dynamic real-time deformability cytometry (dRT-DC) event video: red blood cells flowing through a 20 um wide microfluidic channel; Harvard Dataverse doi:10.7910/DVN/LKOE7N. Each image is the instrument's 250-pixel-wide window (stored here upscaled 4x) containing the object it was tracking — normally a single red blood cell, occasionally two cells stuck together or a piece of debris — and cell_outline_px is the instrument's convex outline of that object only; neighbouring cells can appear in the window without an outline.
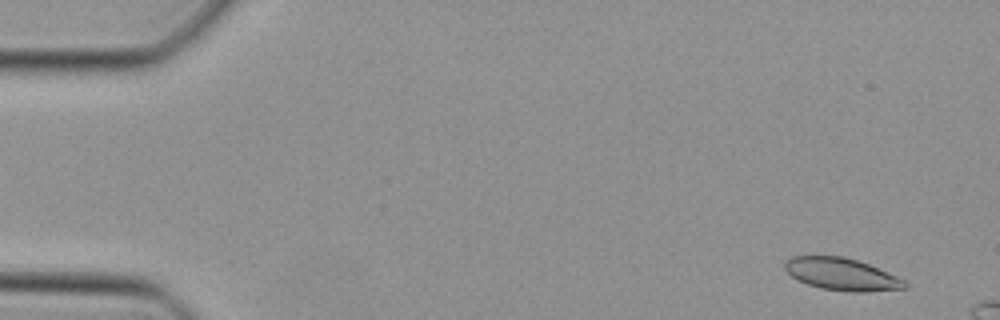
{"species": "Egyptian fruit bat (a non-hibernating species)", "species_latin": "Rousettus aegyptiacus", "temperature_condition": "cold", "stored_images_in_passage": 44, "camera_frame_rate_fps": 3000, "um_per_image_px": 0.085, "animal": {"sex": "female"}, "frame": {"image": 1, "passage_image": 3, "time_ms": 0.667, "image_size_px": [1000, 320], "cell_outline_px": [[908, 288], [860, 292], [852, 292], [820, 288], [808, 284], [792, 276], [784, 268], [784, 260], [792, 256], [844, 256], [868, 264], [896, 276], [904, 280], [908, 284]], "centroid_in_image_um": [71.53, 23.3], "position_along_channel_um": 13.5, "area_um2": 22.37}}
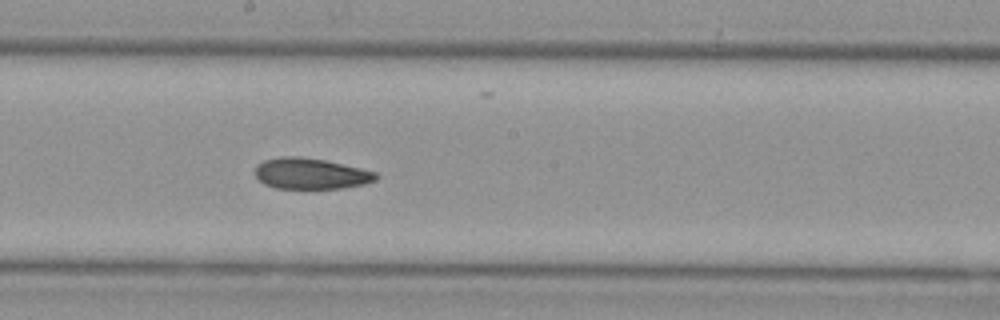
{"frame": {"image": 2, "passage_image": 26, "time_ms": 8.333, "image_size_px": [1000, 320], "cell_outline_px": [[380, 176], [376, 180], [364, 184], [340, 188], [276, 188], [264, 184], [256, 176], [256, 164], [264, 160], [280, 156], [300, 156], [324, 160], [360, 168], [376, 172]], "centroid_in_image_um": [26.41, 14.75], "position_along_channel_um": 221.8, "area_um2": 21.73}}
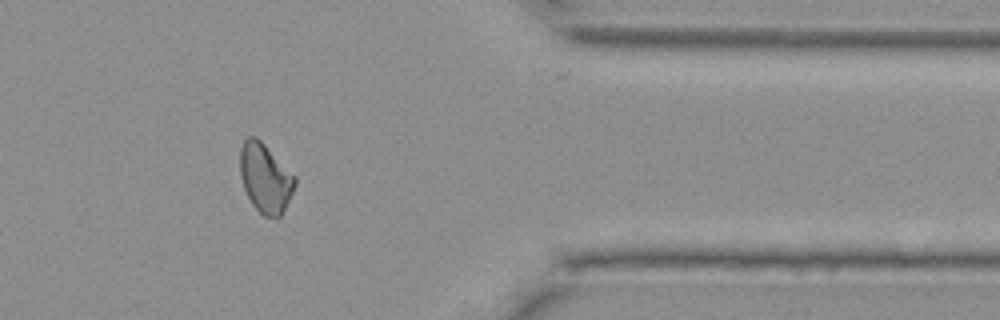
{"frame": {"image": 3, "passage_image": 39, "time_ms": 12.667, "image_size_px": [1000, 320], "cell_outline_px": [[296, 184], [280, 216], [276, 220], [264, 216], [252, 204], [244, 188], [240, 176], [240, 148], [244, 140], [248, 136], [256, 136], [296, 176]], "centroid_in_image_um": [22.54, 15.13], "position_along_channel_um": 388.9, "area_um2": 22.02}}